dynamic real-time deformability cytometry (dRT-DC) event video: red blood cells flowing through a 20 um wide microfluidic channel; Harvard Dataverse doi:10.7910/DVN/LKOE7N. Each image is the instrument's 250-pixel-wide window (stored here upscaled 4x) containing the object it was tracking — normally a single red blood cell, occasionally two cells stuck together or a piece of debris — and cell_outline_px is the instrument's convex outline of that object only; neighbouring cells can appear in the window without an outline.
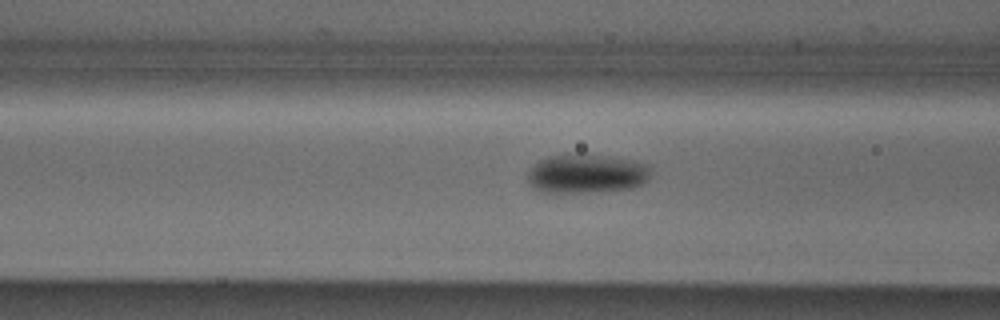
{"species": "Egyptian fruit bat (a non-hibernating species)", "species_latin": "Rousettus aegyptiacus", "temperature_condition": "cold", "stored_images_in_passage": 12, "camera_frame_rate_fps": 3000, "um_per_image_px": 0.085, "animal": {"sex": "male"}, "frame": {"image": 1, "passage_image": 6, "time_ms": 1.667, "image_size_px": [1000, 320], "cell_outline_px": [[648, 176], [644, 184], [632, 188], [584, 192], [544, 192], [532, 188], [528, 184], [528, 172], [540, 160], [548, 156], [596, 156], [628, 160], [644, 164], [648, 168]], "centroid_in_image_um": [49.8, 14.81], "position_along_channel_um": 116.8, "area_um2": 26.88}}
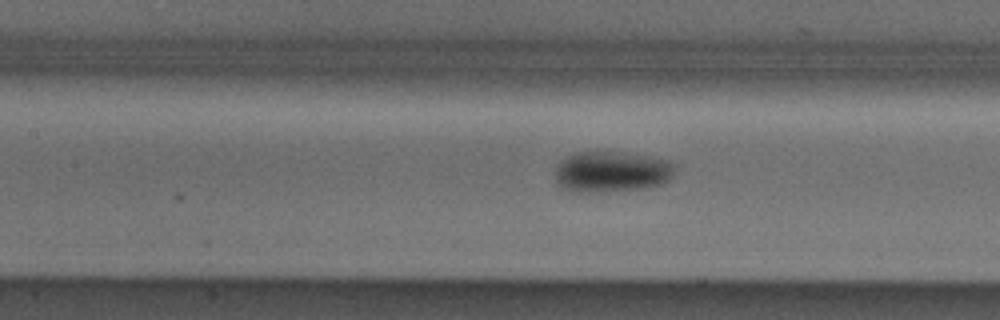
{"frame": {"image": 2, "passage_image": 9, "time_ms": 2.667, "image_size_px": [1000, 320], "cell_outline_px": [[672, 176], [668, 180], [660, 184], [648, 188], [600, 192], [572, 192], [564, 188], [556, 180], [556, 168], [560, 160], [576, 152], [620, 152], [648, 156], [672, 160]], "centroid_in_image_um": [51.98, 14.6], "position_along_channel_um": 155.4, "area_um2": 28.5}}